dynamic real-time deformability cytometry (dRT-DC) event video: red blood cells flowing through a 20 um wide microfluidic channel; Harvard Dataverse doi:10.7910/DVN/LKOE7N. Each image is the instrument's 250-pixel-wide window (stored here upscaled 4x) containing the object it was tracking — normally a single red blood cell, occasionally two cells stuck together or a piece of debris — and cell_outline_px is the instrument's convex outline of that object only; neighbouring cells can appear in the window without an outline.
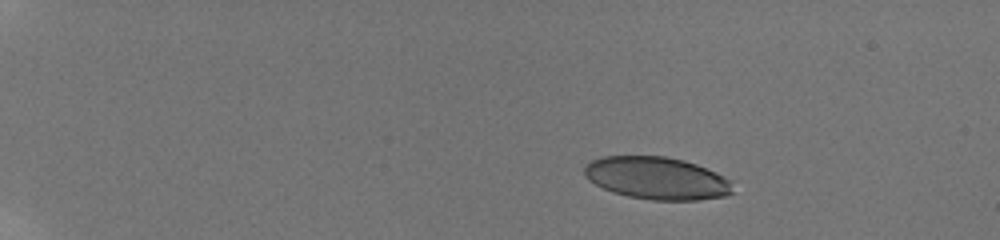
{"species": "human", "species_latin": "Homo sapiens", "temperature_condition": "room temperature", "stored_images_in_passage": 11, "camera_frame_rate_fps": 3000, "um_per_image_px": 0.085, "donor": {"sex": "male"}, "frame": {"image": 1, "passage_image": 7, "time_ms": 3.667, "image_size_px": [1000, 240], "cell_outline_px": [[732, 192], [724, 196], [700, 200], [652, 200], [628, 196], [612, 192], [588, 180], [584, 172], [584, 168], [592, 160], [600, 156], [664, 156], [684, 160], [696, 164], [716, 172], [732, 180]], "centroid_in_image_um": [55.85, 15.14], "position_along_channel_um": 29.2, "area_um2": 36.76}}
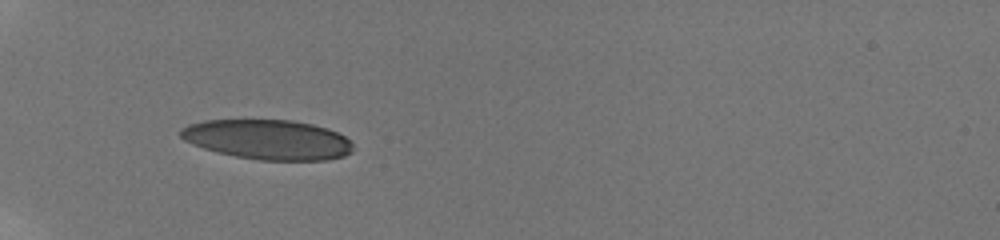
{"frame": {"image": 2, "passage_image": 10, "time_ms": 7.333, "image_size_px": [1000, 240], "cell_outline_px": [[356, 148], [352, 152], [344, 156], [328, 160], [260, 160], [236, 156], [204, 148], [192, 144], [184, 140], [180, 136], [180, 128], [188, 124], [204, 120], [292, 120], [312, 124], [328, 128], [344, 136]], "centroid_in_image_um": [22.79, 11.86], "position_along_channel_um": 62.2, "area_um2": 40.06}}